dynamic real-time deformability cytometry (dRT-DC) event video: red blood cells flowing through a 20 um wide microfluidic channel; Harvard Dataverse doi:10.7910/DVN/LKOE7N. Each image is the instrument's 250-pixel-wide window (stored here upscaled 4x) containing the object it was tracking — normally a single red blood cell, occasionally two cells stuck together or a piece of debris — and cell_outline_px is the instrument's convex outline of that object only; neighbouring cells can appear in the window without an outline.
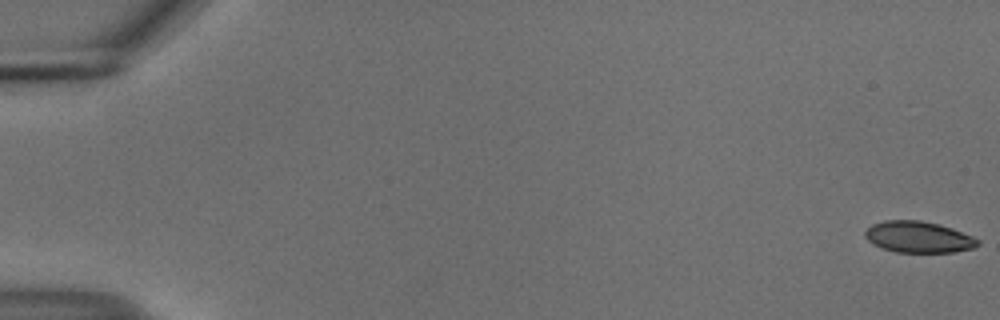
{"species": "common noctule bat (a hibernating species)", "species_latin": "Nyctalus noctula", "temperature_condition": "cold", "stored_images_in_passage": 56, "camera_frame_rate_fps": 3000, "um_per_image_px": 0.085, "animal": {"sex": "male", "body_mass_g": 18.8}, "frame": {"image": 1, "passage_image": 1, "time_ms": 0.0, "image_size_px": [1000, 320], "cell_outline_px": [[980, 244], [972, 248], [952, 252], [896, 252], [880, 248], [872, 244], [864, 236], [864, 232], [872, 224], [884, 220], [920, 220], [940, 224], [952, 228], [972, 236], [980, 240]], "centroid_in_image_um": [78.04, 20.14], "position_along_channel_um": 7.0, "area_um2": 20.69}}
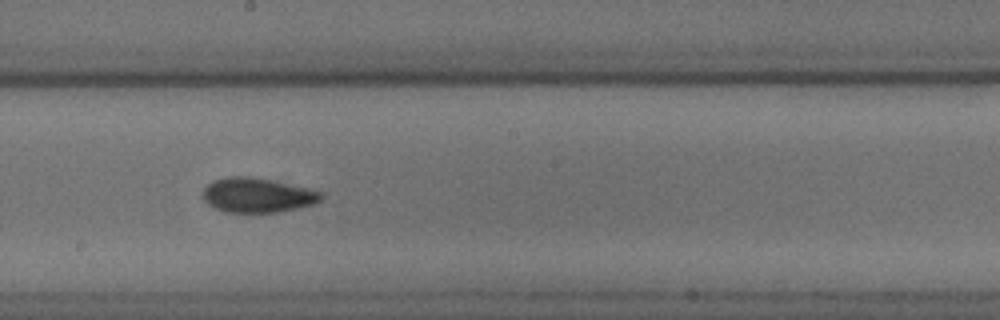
{"frame": {"image": 2, "passage_image": 32, "time_ms": 10.333, "image_size_px": [1000, 320], "cell_outline_px": [[324, 196], [320, 200], [312, 204], [296, 208], [276, 212], [224, 212], [208, 204], [204, 200], [204, 188], [212, 180], [224, 176], [252, 176], [276, 180], [324, 192]], "centroid_in_image_um": [21.88, 16.56], "position_along_channel_um": 226.3, "area_um2": 24.04}}
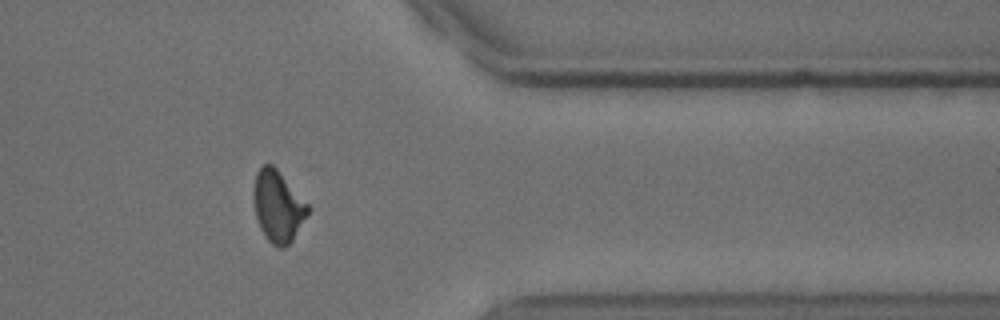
{"frame": {"image": 3, "passage_image": 46, "time_ms": 15.0, "image_size_px": [1000, 320], "cell_outline_px": [[312, 208], [292, 240], [284, 248], [280, 248], [272, 244], [268, 240], [260, 228], [256, 216], [252, 200], [252, 192], [256, 172], [264, 164], [272, 164], [276, 168]], "centroid_in_image_um": [23.61, 17.53], "position_along_channel_um": 387.8, "area_um2": 22.66}, "authors_computed_cell_mechanics": {"area_um2": 22.3686, "velocity_mm_per_s": 3.7174, "shape_relaxation_time_tau1_ms": 3.6464, "shape_relaxation_time_tau2_ms": null, "deformation_change_tau1": 0.125, "deformation_change_tau2": null}}